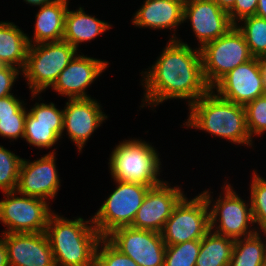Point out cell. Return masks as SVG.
I'll return each mask as SVG.
<instances>
[{"label":"cell","mask_w":266,"mask_h":266,"mask_svg":"<svg viewBox=\"0 0 266 266\" xmlns=\"http://www.w3.org/2000/svg\"><path fill=\"white\" fill-rule=\"evenodd\" d=\"M195 49L173 34L151 70L144 72L142 102L157 106L164 100L178 98L189 99L190 106L204 96L211 88L203 75L200 48Z\"/></svg>","instance_id":"obj_1"},{"label":"cell","mask_w":266,"mask_h":266,"mask_svg":"<svg viewBox=\"0 0 266 266\" xmlns=\"http://www.w3.org/2000/svg\"><path fill=\"white\" fill-rule=\"evenodd\" d=\"M45 233L56 266H95V253L102 236L92 218L69 220L53 212Z\"/></svg>","instance_id":"obj_2"},{"label":"cell","mask_w":266,"mask_h":266,"mask_svg":"<svg viewBox=\"0 0 266 266\" xmlns=\"http://www.w3.org/2000/svg\"><path fill=\"white\" fill-rule=\"evenodd\" d=\"M214 93L215 91L210 89L189 106L191 111L185 123L187 127L204 130L235 144L252 146L244 106L225 100Z\"/></svg>","instance_id":"obj_3"},{"label":"cell","mask_w":266,"mask_h":266,"mask_svg":"<svg viewBox=\"0 0 266 266\" xmlns=\"http://www.w3.org/2000/svg\"><path fill=\"white\" fill-rule=\"evenodd\" d=\"M109 161L114 180L150 187L163 182L158 178L161 162L157 151L145 141L133 139L121 142L115 146Z\"/></svg>","instance_id":"obj_4"},{"label":"cell","mask_w":266,"mask_h":266,"mask_svg":"<svg viewBox=\"0 0 266 266\" xmlns=\"http://www.w3.org/2000/svg\"><path fill=\"white\" fill-rule=\"evenodd\" d=\"M77 55V49L64 40L29 44L26 63L21 73L28 80L32 97L52 87L59 74Z\"/></svg>","instance_id":"obj_5"},{"label":"cell","mask_w":266,"mask_h":266,"mask_svg":"<svg viewBox=\"0 0 266 266\" xmlns=\"http://www.w3.org/2000/svg\"><path fill=\"white\" fill-rule=\"evenodd\" d=\"M210 197L206 190L191 200L184 196L179 201L161 231L166 245L199 240L210 231Z\"/></svg>","instance_id":"obj_6"},{"label":"cell","mask_w":266,"mask_h":266,"mask_svg":"<svg viewBox=\"0 0 266 266\" xmlns=\"http://www.w3.org/2000/svg\"><path fill=\"white\" fill-rule=\"evenodd\" d=\"M200 51L203 75L210 88L231 70L254 58L235 25L226 34L205 44Z\"/></svg>","instance_id":"obj_7"},{"label":"cell","mask_w":266,"mask_h":266,"mask_svg":"<svg viewBox=\"0 0 266 266\" xmlns=\"http://www.w3.org/2000/svg\"><path fill=\"white\" fill-rule=\"evenodd\" d=\"M114 181L117 183L116 189L92 217L93 224L102 237L116 228L132 225L150 188L139 183Z\"/></svg>","instance_id":"obj_8"},{"label":"cell","mask_w":266,"mask_h":266,"mask_svg":"<svg viewBox=\"0 0 266 266\" xmlns=\"http://www.w3.org/2000/svg\"><path fill=\"white\" fill-rule=\"evenodd\" d=\"M0 201V221L7 227L2 233H42L46 231L52 210L45 199L23 194L17 197L16 191L4 192Z\"/></svg>","instance_id":"obj_9"},{"label":"cell","mask_w":266,"mask_h":266,"mask_svg":"<svg viewBox=\"0 0 266 266\" xmlns=\"http://www.w3.org/2000/svg\"><path fill=\"white\" fill-rule=\"evenodd\" d=\"M106 238L139 266H164L166 244L161 233L124 226Z\"/></svg>","instance_id":"obj_10"},{"label":"cell","mask_w":266,"mask_h":266,"mask_svg":"<svg viewBox=\"0 0 266 266\" xmlns=\"http://www.w3.org/2000/svg\"><path fill=\"white\" fill-rule=\"evenodd\" d=\"M224 197L219 196L210 208V230L215 229V233L229 237L233 240L248 237L257 232L250 230L249 223L253 225V215L251 204L246 202L233 191L230 184L225 186ZM250 205V206H248ZM250 207V208H249ZM218 218V220H217ZM217 221L220 223L217 227ZM215 227V228H214ZM249 229V231H248Z\"/></svg>","instance_id":"obj_11"},{"label":"cell","mask_w":266,"mask_h":266,"mask_svg":"<svg viewBox=\"0 0 266 266\" xmlns=\"http://www.w3.org/2000/svg\"><path fill=\"white\" fill-rule=\"evenodd\" d=\"M211 89H216L217 95L221 98L242 106L265 95L260 59L253 58L240 64L222 77Z\"/></svg>","instance_id":"obj_12"},{"label":"cell","mask_w":266,"mask_h":266,"mask_svg":"<svg viewBox=\"0 0 266 266\" xmlns=\"http://www.w3.org/2000/svg\"><path fill=\"white\" fill-rule=\"evenodd\" d=\"M178 187H169L166 182L150 187L131 227L161 233L173 209L185 196Z\"/></svg>","instance_id":"obj_13"},{"label":"cell","mask_w":266,"mask_h":266,"mask_svg":"<svg viewBox=\"0 0 266 266\" xmlns=\"http://www.w3.org/2000/svg\"><path fill=\"white\" fill-rule=\"evenodd\" d=\"M187 19L200 42L199 48L226 34L234 26L229 14L213 0H185L183 21Z\"/></svg>","instance_id":"obj_14"},{"label":"cell","mask_w":266,"mask_h":266,"mask_svg":"<svg viewBox=\"0 0 266 266\" xmlns=\"http://www.w3.org/2000/svg\"><path fill=\"white\" fill-rule=\"evenodd\" d=\"M55 154V152H50L33 162L22 160L16 188L17 194L45 200L54 199L60 187Z\"/></svg>","instance_id":"obj_15"},{"label":"cell","mask_w":266,"mask_h":266,"mask_svg":"<svg viewBox=\"0 0 266 266\" xmlns=\"http://www.w3.org/2000/svg\"><path fill=\"white\" fill-rule=\"evenodd\" d=\"M9 266H56L45 232L2 233Z\"/></svg>","instance_id":"obj_16"},{"label":"cell","mask_w":266,"mask_h":266,"mask_svg":"<svg viewBox=\"0 0 266 266\" xmlns=\"http://www.w3.org/2000/svg\"><path fill=\"white\" fill-rule=\"evenodd\" d=\"M100 103L94 99H69L63 109V129H66L71 141L79 152L102 122L107 119Z\"/></svg>","instance_id":"obj_17"},{"label":"cell","mask_w":266,"mask_h":266,"mask_svg":"<svg viewBox=\"0 0 266 266\" xmlns=\"http://www.w3.org/2000/svg\"><path fill=\"white\" fill-rule=\"evenodd\" d=\"M108 66L106 61L86 56L76 55L59 74L52 89L69 99L91 98L85 92Z\"/></svg>","instance_id":"obj_18"},{"label":"cell","mask_w":266,"mask_h":266,"mask_svg":"<svg viewBox=\"0 0 266 266\" xmlns=\"http://www.w3.org/2000/svg\"><path fill=\"white\" fill-rule=\"evenodd\" d=\"M63 114L54 103H36L27 112L23 138L38 148L52 147L64 133Z\"/></svg>","instance_id":"obj_19"},{"label":"cell","mask_w":266,"mask_h":266,"mask_svg":"<svg viewBox=\"0 0 266 266\" xmlns=\"http://www.w3.org/2000/svg\"><path fill=\"white\" fill-rule=\"evenodd\" d=\"M185 0H145L134 14L132 23L138 27L171 29L183 21Z\"/></svg>","instance_id":"obj_20"},{"label":"cell","mask_w":266,"mask_h":266,"mask_svg":"<svg viewBox=\"0 0 266 266\" xmlns=\"http://www.w3.org/2000/svg\"><path fill=\"white\" fill-rule=\"evenodd\" d=\"M68 9L67 0H55L49 4L40 6L36 14L34 26V39L30 40L36 44L55 42L63 40L65 15Z\"/></svg>","instance_id":"obj_21"},{"label":"cell","mask_w":266,"mask_h":266,"mask_svg":"<svg viewBox=\"0 0 266 266\" xmlns=\"http://www.w3.org/2000/svg\"><path fill=\"white\" fill-rule=\"evenodd\" d=\"M80 7L76 11L67 9L65 15L63 40L78 50V44L93 40L111 25L86 14Z\"/></svg>","instance_id":"obj_22"},{"label":"cell","mask_w":266,"mask_h":266,"mask_svg":"<svg viewBox=\"0 0 266 266\" xmlns=\"http://www.w3.org/2000/svg\"><path fill=\"white\" fill-rule=\"evenodd\" d=\"M28 36L11 22H0V64L24 69Z\"/></svg>","instance_id":"obj_23"},{"label":"cell","mask_w":266,"mask_h":266,"mask_svg":"<svg viewBox=\"0 0 266 266\" xmlns=\"http://www.w3.org/2000/svg\"><path fill=\"white\" fill-rule=\"evenodd\" d=\"M235 240L210 230L202 239L195 266H229Z\"/></svg>","instance_id":"obj_24"},{"label":"cell","mask_w":266,"mask_h":266,"mask_svg":"<svg viewBox=\"0 0 266 266\" xmlns=\"http://www.w3.org/2000/svg\"><path fill=\"white\" fill-rule=\"evenodd\" d=\"M259 235L257 231L235 240L229 266H266L265 245Z\"/></svg>","instance_id":"obj_25"},{"label":"cell","mask_w":266,"mask_h":266,"mask_svg":"<svg viewBox=\"0 0 266 266\" xmlns=\"http://www.w3.org/2000/svg\"><path fill=\"white\" fill-rule=\"evenodd\" d=\"M241 21H244V26H235L243 34L252 56L259 58L266 52V19L254 15Z\"/></svg>","instance_id":"obj_26"},{"label":"cell","mask_w":266,"mask_h":266,"mask_svg":"<svg viewBox=\"0 0 266 266\" xmlns=\"http://www.w3.org/2000/svg\"><path fill=\"white\" fill-rule=\"evenodd\" d=\"M200 247L201 239L166 245L164 266H195Z\"/></svg>","instance_id":"obj_27"},{"label":"cell","mask_w":266,"mask_h":266,"mask_svg":"<svg viewBox=\"0 0 266 266\" xmlns=\"http://www.w3.org/2000/svg\"><path fill=\"white\" fill-rule=\"evenodd\" d=\"M22 158L0 145V189L16 191Z\"/></svg>","instance_id":"obj_28"},{"label":"cell","mask_w":266,"mask_h":266,"mask_svg":"<svg viewBox=\"0 0 266 266\" xmlns=\"http://www.w3.org/2000/svg\"><path fill=\"white\" fill-rule=\"evenodd\" d=\"M250 204L254 223L259 228L266 226V180L255 171L251 181Z\"/></svg>","instance_id":"obj_29"},{"label":"cell","mask_w":266,"mask_h":266,"mask_svg":"<svg viewBox=\"0 0 266 266\" xmlns=\"http://www.w3.org/2000/svg\"><path fill=\"white\" fill-rule=\"evenodd\" d=\"M102 246V249H100ZM100 249V250H99ZM95 266H139L118 250L106 237L99 241L95 253Z\"/></svg>","instance_id":"obj_30"},{"label":"cell","mask_w":266,"mask_h":266,"mask_svg":"<svg viewBox=\"0 0 266 266\" xmlns=\"http://www.w3.org/2000/svg\"><path fill=\"white\" fill-rule=\"evenodd\" d=\"M246 111V124L252 138L262 135L266 131V94L257 97L244 106Z\"/></svg>","instance_id":"obj_31"},{"label":"cell","mask_w":266,"mask_h":266,"mask_svg":"<svg viewBox=\"0 0 266 266\" xmlns=\"http://www.w3.org/2000/svg\"><path fill=\"white\" fill-rule=\"evenodd\" d=\"M27 111L23 106L13 116L0 117V136L9 139L24 137Z\"/></svg>","instance_id":"obj_32"},{"label":"cell","mask_w":266,"mask_h":266,"mask_svg":"<svg viewBox=\"0 0 266 266\" xmlns=\"http://www.w3.org/2000/svg\"><path fill=\"white\" fill-rule=\"evenodd\" d=\"M257 5L258 0H236L233 8L228 12L231 22L236 25L243 18L254 16Z\"/></svg>","instance_id":"obj_33"},{"label":"cell","mask_w":266,"mask_h":266,"mask_svg":"<svg viewBox=\"0 0 266 266\" xmlns=\"http://www.w3.org/2000/svg\"><path fill=\"white\" fill-rule=\"evenodd\" d=\"M19 73L18 68L0 65V98L13 95V93L11 94L10 92Z\"/></svg>","instance_id":"obj_34"},{"label":"cell","mask_w":266,"mask_h":266,"mask_svg":"<svg viewBox=\"0 0 266 266\" xmlns=\"http://www.w3.org/2000/svg\"><path fill=\"white\" fill-rule=\"evenodd\" d=\"M24 104L13 95L0 98V117L13 116Z\"/></svg>","instance_id":"obj_35"},{"label":"cell","mask_w":266,"mask_h":266,"mask_svg":"<svg viewBox=\"0 0 266 266\" xmlns=\"http://www.w3.org/2000/svg\"><path fill=\"white\" fill-rule=\"evenodd\" d=\"M0 266H9L4 237L0 238Z\"/></svg>","instance_id":"obj_36"},{"label":"cell","mask_w":266,"mask_h":266,"mask_svg":"<svg viewBox=\"0 0 266 266\" xmlns=\"http://www.w3.org/2000/svg\"><path fill=\"white\" fill-rule=\"evenodd\" d=\"M222 10L227 13L233 8L236 0H213Z\"/></svg>","instance_id":"obj_37"},{"label":"cell","mask_w":266,"mask_h":266,"mask_svg":"<svg viewBox=\"0 0 266 266\" xmlns=\"http://www.w3.org/2000/svg\"><path fill=\"white\" fill-rule=\"evenodd\" d=\"M255 15L266 19V0H258Z\"/></svg>","instance_id":"obj_38"},{"label":"cell","mask_w":266,"mask_h":266,"mask_svg":"<svg viewBox=\"0 0 266 266\" xmlns=\"http://www.w3.org/2000/svg\"><path fill=\"white\" fill-rule=\"evenodd\" d=\"M25 2L31 4V5H37V6H43L46 4H49L55 0H24Z\"/></svg>","instance_id":"obj_39"},{"label":"cell","mask_w":266,"mask_h":266,"mask_svg":"<svg viewBox=\"0 0 266 266\" xmlns=\"http://www.w3.org/2000/svg\"><path fill=\"white\" fill-rule=\"evenodd\" d=\"M261 71L263 74V80H264V88L266 91V65H261Z\"/></svg>","instance_id":"obj_40"},{"label":"cell","mask_w":266,"mask_h":266,"mask_svg":"<svg viewBox=\"0 0 266 266\" xmlns=\"http://www.w3.org/2000/svg\"><path fill=\"white\" fill-rule=\"evenodd\" d=\"M261 65H266V52L259 57Z\"/></svg>","instance_id":"obj_41"},{"label":"cell","mask_w":266,"mask_h":266,"mask_svg":"<svg viewBox=\"0 0 266 266\" xmlns=\"http://www.w3.org/2000/svg\"><path fill=\"white\" fill-rule=\"evenodd\" d=\"M260 230L263 232L264 235H266V226L260 228ZM265 245V251H266V244Z\"/></svg>","instance_id":"obj_42"}]
</instances>
